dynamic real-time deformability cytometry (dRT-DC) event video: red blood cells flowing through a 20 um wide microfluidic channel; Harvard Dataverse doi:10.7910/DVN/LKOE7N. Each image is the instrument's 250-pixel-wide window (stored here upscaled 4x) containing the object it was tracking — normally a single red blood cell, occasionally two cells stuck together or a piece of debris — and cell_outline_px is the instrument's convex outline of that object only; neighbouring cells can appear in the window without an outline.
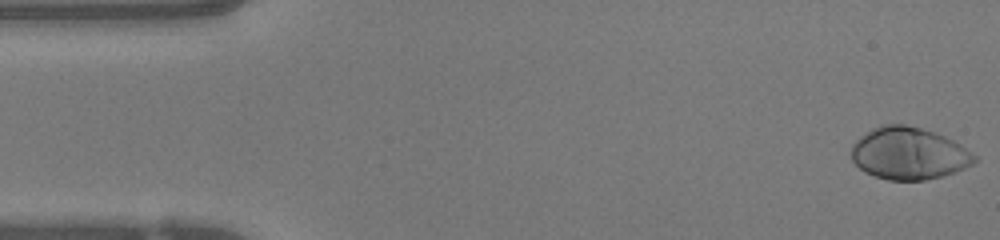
{"species": "human", "species_latin": "Homo sapiens", "temperature_condition": "warm", "stored_images_in_passage": 48, "camera_frame_rate_fps": 3000, "um_per_image_px": 0.085, "donor": {"sex": "female"}, "frame": {"image": 1, "passage_image": 1, "time_ms": 0.0, "image_size_px": [1000, 240], "cell_outline_px": [[976, 160], [972, 164], [964, 168], [944, 176], [924, 180], [888, 180], [864, 172], [852, 160], [852, 144], [860, 136], [872, 128], [880, 124], [904, 124], [920, 128], [944, 136], [960, 144], [972, 152], [976, 156]], "centroid_in_image_um": [77.24, 13.04], "position_along_channel_um": 7.8, "area_um2": 37.34}}
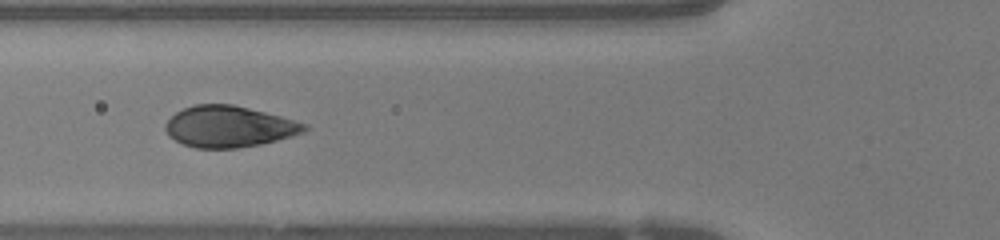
{"frame": {"image": 2, "passage_image": 17, "time_ms": 5.333, "image_size_px": [1000, 240], "cell_outline_px": [[308, 128], [304, 132], [292, 136], [260, 144], [236, 148], [196, 148], [184, 144], [168, 136], [164, 128], [164, 124], [176, 112], [184, 108], [196, 104], [232, 104], [280, 116], [308, 124]], "centroid_in_image_um": [19.45, 10.76], "position_along_channel_um": 106.4, "area_um2": 33.23}}
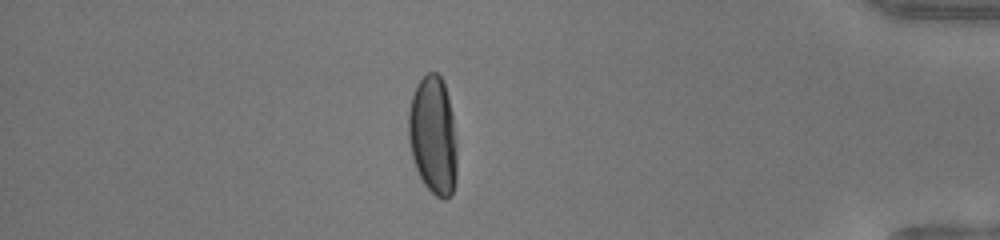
{"frame": {"image": 3, "passage_image": 41, "time_ms": 13.333, "image_size_px": [1000, 240], "cell_outline_px": [[456, 180], [452, 196], [444, 200], [436, 196], [424, 184], [416, 168], [412, 156], [408, 140], [408, 112], [412, 96], [416, 84], [428, 72], [436, 72], [440, 76], [444, 84], [448, 96], [452, 116], [456, 140]], "centroid_in_image_um": [36.81, 11.54], "position_along_channel_um": 398.4, "area_um2": 33.58}, "authors_computed_cell_mechanics": {"area_um2": 34.9979, "velocity_mm_per_s": 4.1893, "shape_relaxation_time_tau1_ms": 2.8594, "shape_relaxation_time_tau2_ms": null, "deformation_change_tau1": 0.1979, "deformation_change_tau2": null}}